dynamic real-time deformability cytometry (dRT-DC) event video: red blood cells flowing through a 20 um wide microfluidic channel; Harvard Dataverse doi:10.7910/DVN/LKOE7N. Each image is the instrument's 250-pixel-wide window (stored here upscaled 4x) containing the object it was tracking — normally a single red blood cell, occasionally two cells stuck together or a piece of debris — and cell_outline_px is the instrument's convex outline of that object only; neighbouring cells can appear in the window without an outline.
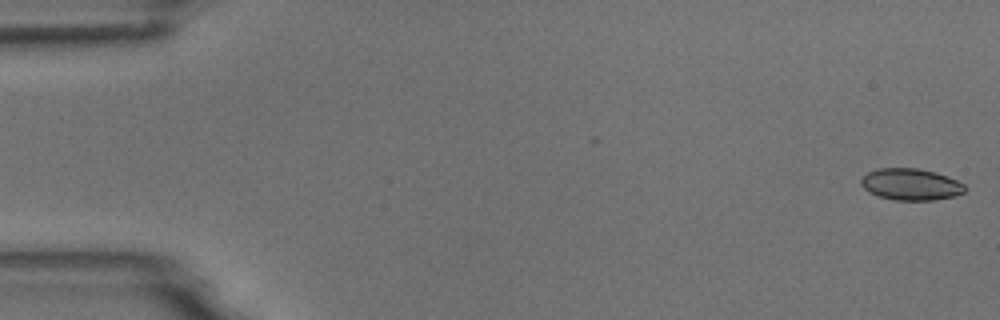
{"species": "common noctule bat (a hibernating species)", "species_latin": "Nyctalus noctula", "temperature_condition": "room temperature", "stored_images_in_passage": 5, "camera_frame_rate_fps": 3000, "um_per_image_px": 0.085, "animal": {"sex": "male", "body_mass_g": 18.8}, "frame": {"image": 1, "passage_image": 1, "time_ms": 0.0, "image_size_px": [1000, 320], "cell_outline_px": [[968, 188], [964, 192], [956, 196], [932, 200], [892, 200], [868, 192], [860, 184], [860, 180], [868, 172], [876, 168], [916, 168], [936, 172], [948, 176], [964, 184]], "centroid_in_image_um": [77.43, 15.67], "position_along_channel_um": 7.6, "area_um2": 19.31}}
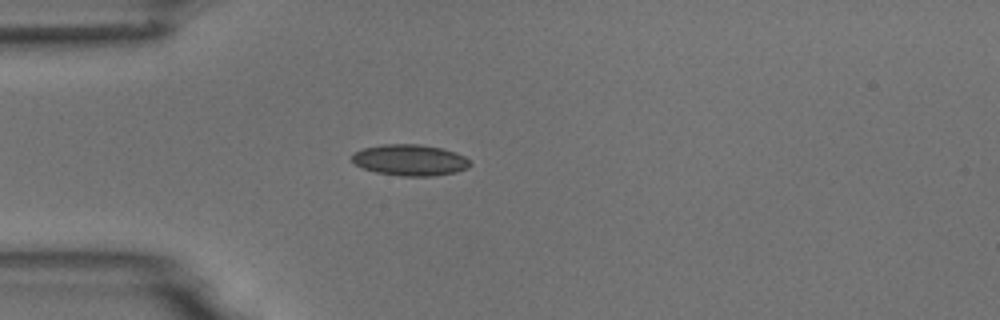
{"frame": {"image": 2, "passage_image": 5, "time_ms": 4.667, "image_size_px": [1000, 320], "cell_outline_px": [[472, 164], [468, 168], [456, 172], [432, 176], [400, 176], [376, 172], [364, 168], [356, 164], [352, 160], [352, 156], [356, 152], [364, 148], [380, 144], [420, 144], [444, 148], [456, 152], [464, 156]], "centroid_in_image_um": [34.89, 13.6], "position_along_channel_um": 50.1, "area_um2": 21.5}}